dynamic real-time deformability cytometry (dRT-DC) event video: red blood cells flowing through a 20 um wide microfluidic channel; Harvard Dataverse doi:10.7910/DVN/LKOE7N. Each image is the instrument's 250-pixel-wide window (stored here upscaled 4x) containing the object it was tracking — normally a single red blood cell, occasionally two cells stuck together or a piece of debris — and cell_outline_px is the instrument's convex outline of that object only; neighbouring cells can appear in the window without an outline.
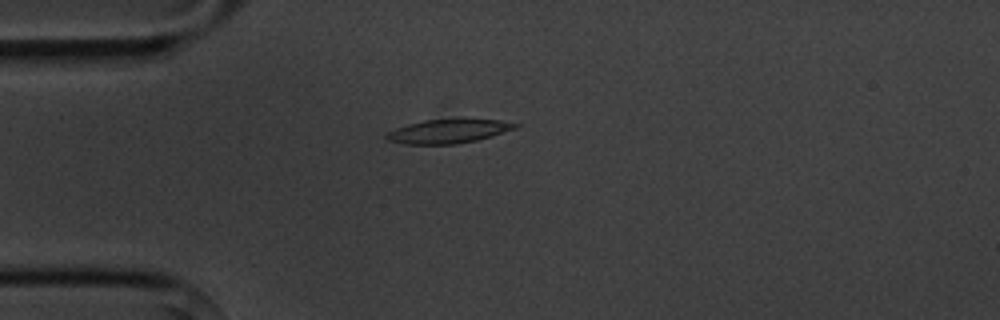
{"species": "common noctule bat (a hibernating species)", "species_latin": "Nyctalus noctula", "temperature_condition": "cold", "stored_images_in_passage": 5, "camera_frame_rate_fps": 3000, "um_per_image_px": 0.085, "animal": {"sex": "male", "body_mass_g": 20.1, "forearm_length_mm": 53.5}, "frame": {"image": 1, "passage_image": 2, "time_ms": 2.0, "image_size_px": [1000, 320], "cell_outline_px": [[520, 124], [516, 128], [492, 136], [476, 140], [456, 144], [408, 144], [388, 140], [384, 136], [388, 132], [396, 128], [408, 124], [424, 120], [500, 120]], "centroid_in_image_um": [38.1, 11.17], "position_along_channel_um": 46.9, "area_um2": 17.51}}
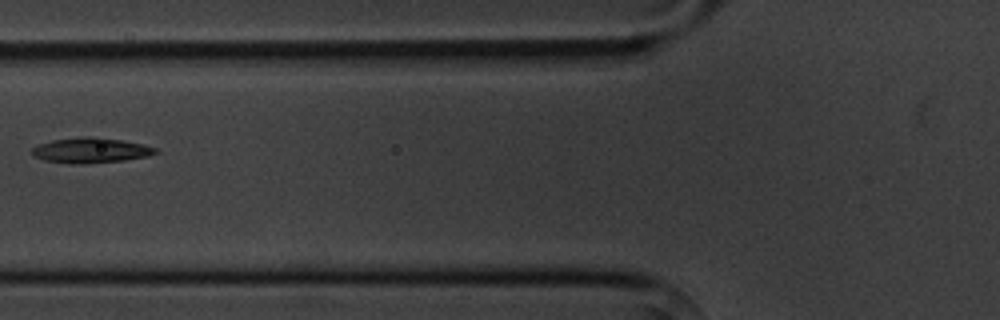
{"frame": {"image": 2, "passage_image": 4, "time_ms": 4.333, "image_size_px": [1000, 320], "cell_outline_px": [[160, 152], [148, 156], [124, 160], [84, 164], [68, 164], [44, 160], [36, 156], [32, 152], [32, 148], [36, 144], [52, 140], [84, 136], [88, 136], [120, 140], [144, 144], [156, 148]], "centroid_in_image_um": [7.71, 12.78], "position_along_channel_um": 118.1, "area_um2": 18.21}}
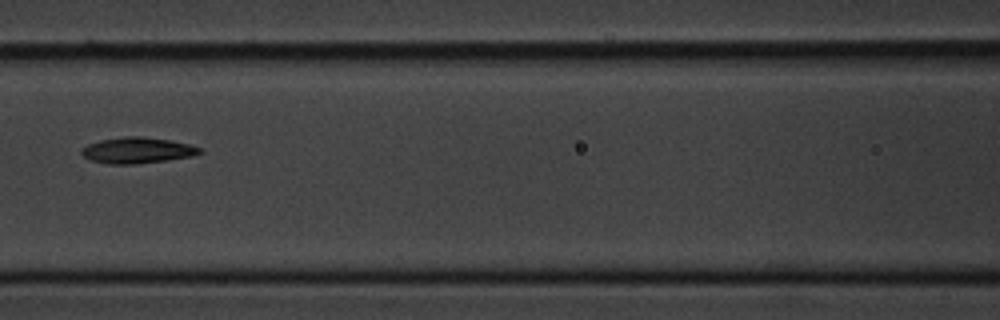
{"frame": {"image": 3, "passage_image": 5, "time_ms": 5.333, "image_size_px": [1000, 320], "cell_outline_px": [[204, 152], [192, 156], [168, 160], [136, 164], [108, 164], [88, 160], [80, 152], [80, 148], [88, 144], [100, 140], [124, 136], [144, 136], [168, 140], [188, 144], [200, 148]], "centroid_in_image_um": [11.63, 12.78], "position_along_channel_um": 155.0, "area_um2": 18.03}}